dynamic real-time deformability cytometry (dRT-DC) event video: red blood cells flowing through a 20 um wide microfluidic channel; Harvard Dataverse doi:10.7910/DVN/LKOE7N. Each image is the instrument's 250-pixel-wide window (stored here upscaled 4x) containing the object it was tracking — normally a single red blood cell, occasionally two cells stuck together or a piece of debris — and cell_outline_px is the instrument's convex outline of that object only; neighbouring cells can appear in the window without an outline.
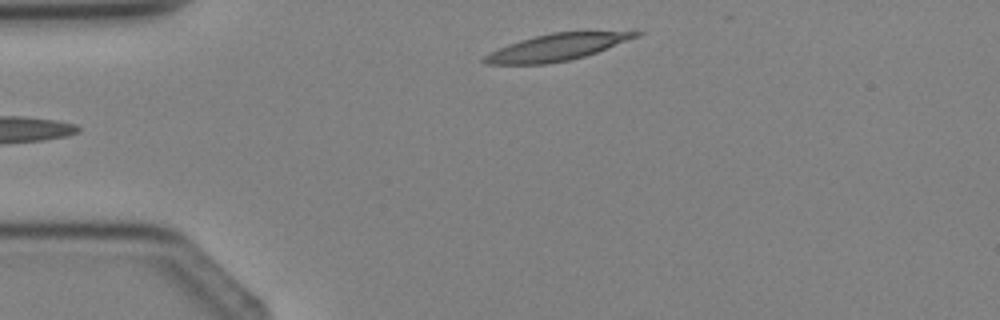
{"species": "Egyptian fruit bat (a non-hibernating species)", "species_latin": "Rousettus aegyptiacus", "temperature_condition": "cold", "stored_images_in_passage": 4, "camera_frame_rate_fps": 3000, "um_per_image_px": 0.085, "animal": {"sex": "female"}, "frame": {"image": 1, "passage_image": 4, "time_ms": 3.667, "image_size_px": [1000, 320], "cell_outline_px": [[644, 32], [640, 36], [596, 52], [584, 56], [568, 60], [544, 64], [484, 64], [480, 60], [484, 56], [508, 44], [532, 36], [552, 32]], "centroid_in_image_um": [47.27, 4.02], "position_along_channel_um": 37.7, "area_um2": 23.18}}